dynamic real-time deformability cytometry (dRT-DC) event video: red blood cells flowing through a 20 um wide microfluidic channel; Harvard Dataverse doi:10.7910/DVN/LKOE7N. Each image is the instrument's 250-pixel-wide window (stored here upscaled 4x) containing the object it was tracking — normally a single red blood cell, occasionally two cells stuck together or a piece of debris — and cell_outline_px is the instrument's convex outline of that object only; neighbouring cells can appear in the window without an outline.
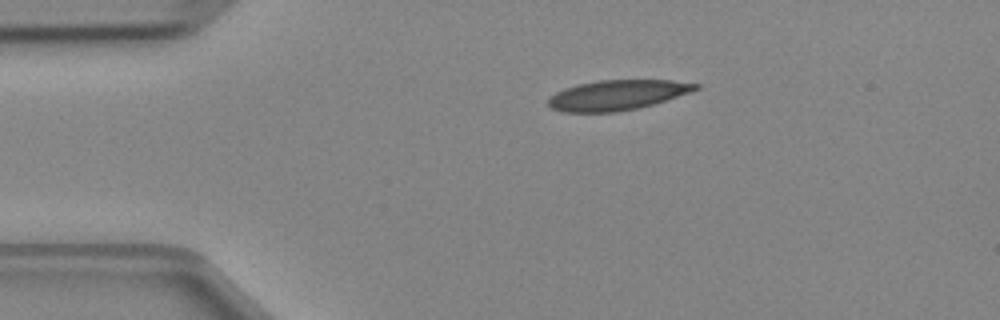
{"species": "Egyptian fruit bat (a non-hibernating species)", "species_latin": "Rousettus aegyptiacus", "temperature_condition": "cold", "stored_images_in_passage": 39, "camera_frame_rate_fps": 3000, "um_per_image_px": 0.085, "animal": {"sex": "female"}, "frame": {"image": 1, "passage_image": 1, "time_ms": 0.0, "image_size_px": [1000, 320], "cell_outline_px": [[700, 88], [652, 104], [636, 108], [616, 112], [564, 112], [552, 108], [548, 104], [548, 96], [564, 88], [576, 84], [600, 80], [672, 80], [700, 84]], "centroid_in_image_um": [52.41, 8.07], "position_along_channel_um": 32.6, "area_um2": 25.61}}
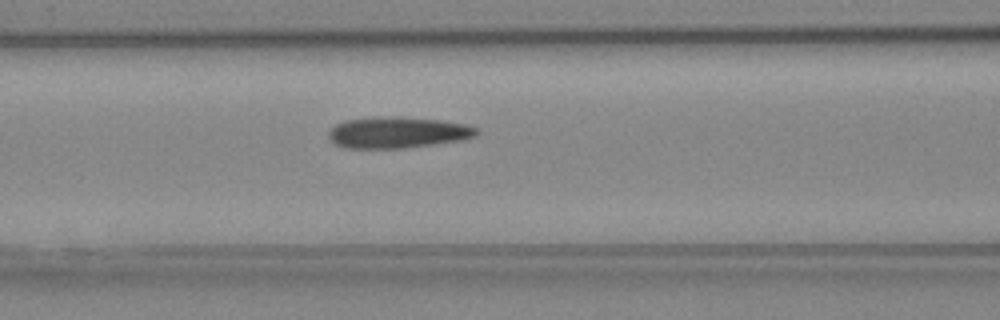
{"frame": {"image": 2, "passage_image": 11, "time_ms": 3.333, "image_size_px": [1000, 320], "cell_outline_px": [[480, 132], [476, 136], [460, 140], [404, 148], [344, 148], [336, 144], [328, 136], [328, 132], [336, 124], [344, 120], [440, 120], [468, 124], [476, 128]], "centroid_in_image_um": [33.84, 11.32], "position_along_channel_um": 132.8, "area_um2": 25.37}}
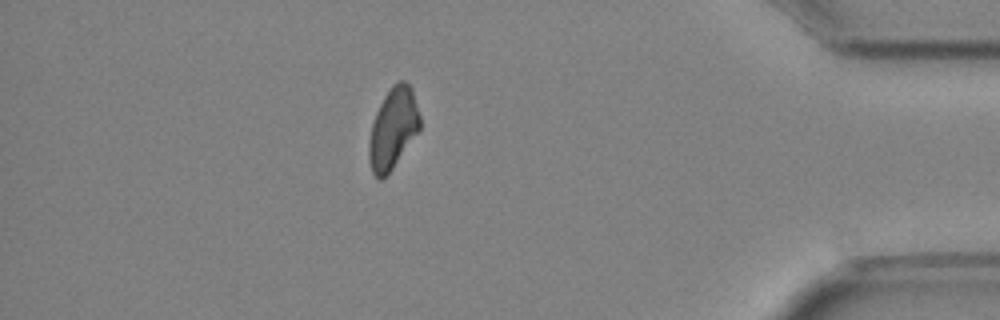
{"frame": {"image": 3, "passage_image": 33, "time_ms": 10.667, "image_size_px": [1000, 320], "cell_outline_px": [[420, 132], [392, 168], [380, 180], [372, 172], [368, 156], [368, 144], [372, 124], [376, 112], [384, 96], [392, 84], [400, 80], [404, 80], [412, 88], [420, 116]], "centroid_in_image_um": [33.42, 10.89], "position_along_channel_um": 401.8, "area_um2": 24.04}}